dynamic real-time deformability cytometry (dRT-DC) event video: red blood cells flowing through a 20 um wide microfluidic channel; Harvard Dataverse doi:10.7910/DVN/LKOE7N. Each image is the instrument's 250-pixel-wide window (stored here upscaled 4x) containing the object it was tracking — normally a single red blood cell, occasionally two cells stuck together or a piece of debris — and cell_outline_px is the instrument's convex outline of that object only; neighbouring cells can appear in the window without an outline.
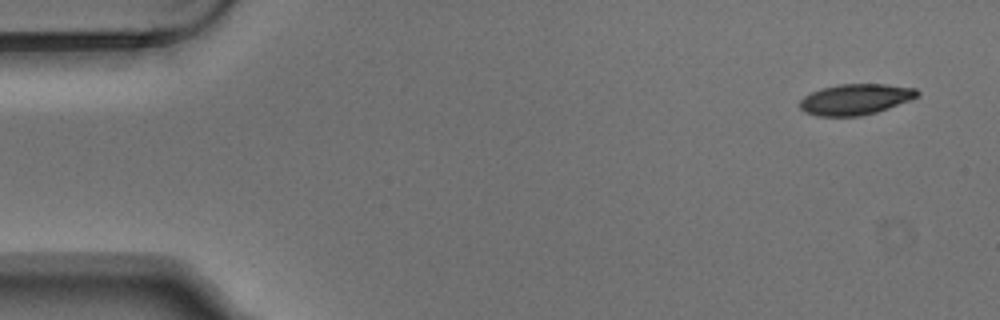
{"species": "Egyptian fruit bat (a non-hibernating species)", "species_latin": "Rousettus aegyptiacus", "temperature_condition": "warm", "stored_images_in_passage": 3, "camera_frame_rate_fps": 3000, "um_per_image_px": 0.085, "animal": {"sex": "male"}, "frame": {"image": 1, "passage_image": 1, "time_ms": 0.0, "image_size_px": [1000, 320], "cell_outline_px": [[920, 96], [888, 108], [876, 112], [860, 116], [816, 116], [804, 112], [800, 108], [800, 100], [804, 96], [812, 92], [824, 88], [840, 84], [884, 84], [916, 88], [920, 92]], "centroid_in_image_um": [72.72, 8.45], "position_along_channel_um": 12.3, "area_um2": 21.04}}
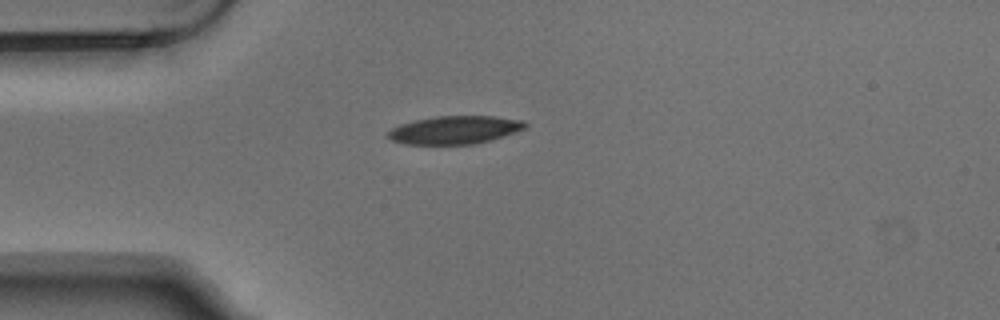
{"frame": {"image": 2, "passage_image": 3, "time_ms": 0.667, "image_size_px": [1000, 320], "cell_outline_px": [[528, 124], [524, 128], [488, 140], [472, 144], [404, 144], [392, 140], [388, 136], [388, 132], [392, 128], [400, 124], [416, 120], [436, 116], [492, 116], [524, 120]], "centroid_in_image_um": [38.62, 11.03], "position_along_channel_um": 46.4, "area_um2": 22.02}}